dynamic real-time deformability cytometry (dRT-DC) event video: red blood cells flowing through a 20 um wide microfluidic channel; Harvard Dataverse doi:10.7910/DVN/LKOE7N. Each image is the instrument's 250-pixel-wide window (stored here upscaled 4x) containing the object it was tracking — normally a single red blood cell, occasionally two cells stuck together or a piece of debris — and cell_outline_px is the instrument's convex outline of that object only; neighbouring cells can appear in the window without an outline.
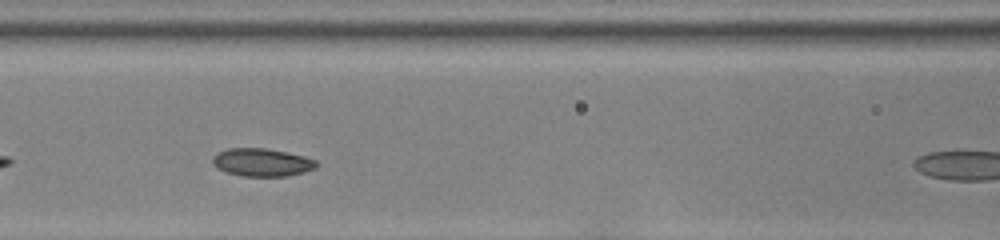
{"species": "common noctule bat (a hibernating species)", "species_latin": "Nyctalus noctula", "temperature_condition": "room temperature", "stored_images_in_passage": 15, "camera_frame_rate_fps": 3000, "um_per_image_px": 0.085, "animal": {"sex": "female", "body_mass_g": 22.0, "forearm_length_mm": 56.7}, "frame": {"image": 1, "passage_image": 9, "time_ms": 2.667, "image_size_px": [1000, 240], "cell_outline_px": [[320, 164], [316, 168], [304, 172], [288, 176], [240, 176], [224, 172], [212, 164], [212, 156], [216, 152], [228, 148], [264, 148], [288, 152], [304, 156], [316, 160]], "centroid_in_image_um": [22.25, 13.8], "position_along_channel_um": 144.3, "area_um2": 17.22}}